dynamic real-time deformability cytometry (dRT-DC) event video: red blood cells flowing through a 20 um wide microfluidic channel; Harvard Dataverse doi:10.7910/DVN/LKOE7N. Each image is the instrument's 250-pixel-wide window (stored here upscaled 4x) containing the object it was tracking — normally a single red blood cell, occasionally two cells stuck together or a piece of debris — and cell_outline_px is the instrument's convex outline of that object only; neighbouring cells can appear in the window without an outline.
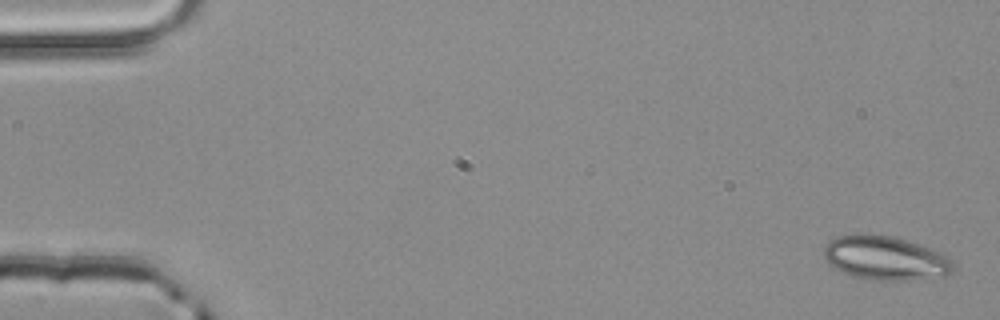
{"species": "common noctule bat (a hibernating species)", "species_latin": "Nyctalus noctula", "temperature_condition": "room temperature", "stored_images_in_passage": 5, "camera_frame_rate_fps": 3000, "um_per_image_px": 0.085, "animal": {"sex": "male", "body_mass_g": 20.4}, "frame": {"image": 1, "passage_image": 1, "time_ms": 0.0, "image_size_px": [1000, 320], "cell_outline_px": [[952, 272], [944, 276], [908, 280], [868, 280], [852, 276], [828, 264], [824, 260], [824, 248], [828, 240], [836, 236], [892, 236], [908, 240], [940, 252], [952, 260]], "centroid_in_image_um": [75.24, 21.96], "position_along_channel_um": 9.8, "area_um2": 32.71}}